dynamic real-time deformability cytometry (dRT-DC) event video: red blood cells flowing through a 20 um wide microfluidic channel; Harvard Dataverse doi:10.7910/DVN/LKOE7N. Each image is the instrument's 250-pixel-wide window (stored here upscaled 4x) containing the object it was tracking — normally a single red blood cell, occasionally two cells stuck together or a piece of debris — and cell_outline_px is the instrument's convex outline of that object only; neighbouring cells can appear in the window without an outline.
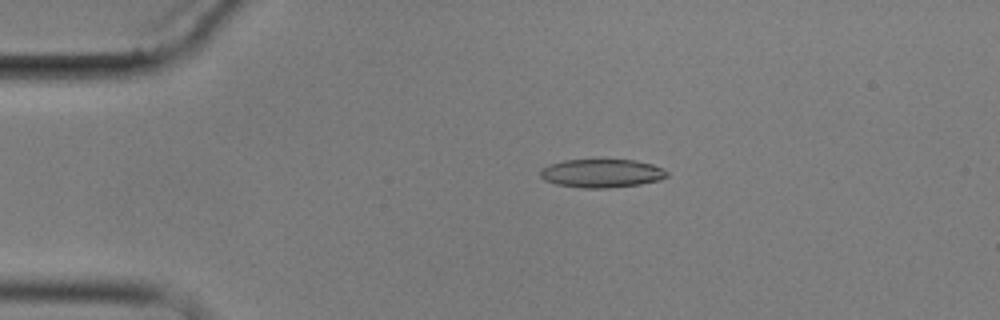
{"species": "common noctule bat (a hibernating species)", "species_latin": "Nyctalus noctula", "temperature_condition": "cold", "stored_images_in_passage": 6, "camera_frame_rate_fps": 3000, "um_per_image_px": 0.085, "animal": {"sex": "male", "body_mass_g": 17.9}, "frame": {"image": 1, "passage_image": 4, "time_ms": 3.333, "image_size_px": [1000, 320], "cell_outline_px": [[668, 176], [660, 180], [640, 184], [608, 188], [584, 188], [556, 184], [544, 180], [540, 176], [540, 168], [548, 164], [564, 160], [636, 160], [652, 164], [664, 168], [668, 172]], "centroid_in_image_um": [51.14, 14.73], "position_along_channel_um": 33.9, "area_um2": 21.15}}
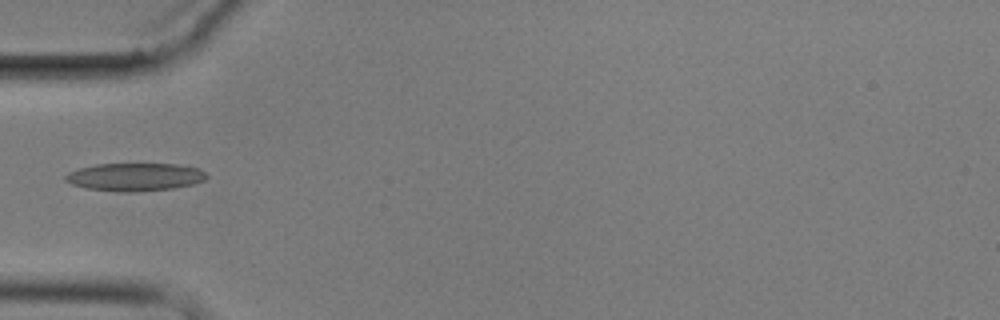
{"frame": {"image": 2, "passage_image": 6, "time_ms": 5.667, "image_size_px": [1000, 320], "cell_outline_px": [[208, 176], [204, 180], [192, 184], [172, 188], [136, 192], [124, 192], [88, 188], [72, 184], [64, 180], [64, 176], [68, 172], [80, 168], [96, 164], [176, 164], [200, 168]], "centroid_in_image_um": [11.47, 15.03], "position_along_channel_um": 73.5, "area_um2": 22.83}}